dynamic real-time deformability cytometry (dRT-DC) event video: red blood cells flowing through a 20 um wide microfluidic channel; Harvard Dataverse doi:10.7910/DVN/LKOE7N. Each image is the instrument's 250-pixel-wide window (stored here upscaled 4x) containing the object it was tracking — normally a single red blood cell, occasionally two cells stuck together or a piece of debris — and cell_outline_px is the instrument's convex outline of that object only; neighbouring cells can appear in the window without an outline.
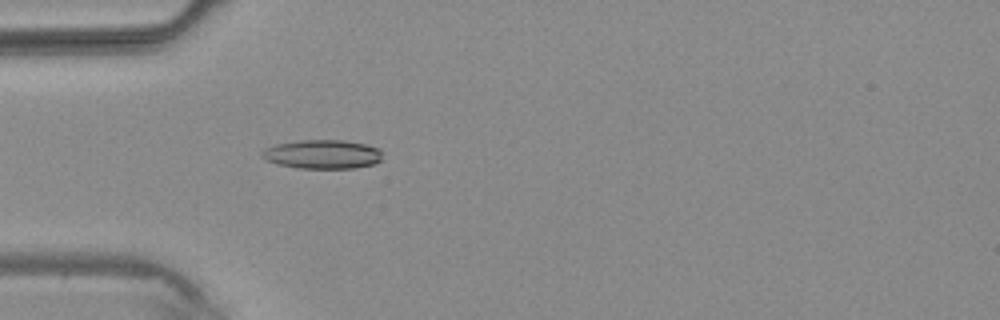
{"species": "common noctule bat (a hibernating species)", "species_latin": "Nyctalus noctula", "temperature_condition": "warm", "stored_images_in_passage": 2, "camera_frame_rate_fps": 3000, "um_per_image_px": 0.085, "animal": {"sex": "male", "body_mass_g": 20.4}, "frame": {"image": 1, "passage_image": 2, "time_ms": 1.0, "image_size_px": [1000, 320], "cell_outline_px": [[380, 160], [372, 164], [356, 168], [296, 168], [276, 164], [264, 160], [260, 156], [260, 152], [264, 148], [276, 144], [300, 140], [344, 140], [368, 144], [380, 148]], "centroid_in_image_um": [27.35, 13.11], "position_along_channel_um": 57.6, "area_um2": 20.58}}